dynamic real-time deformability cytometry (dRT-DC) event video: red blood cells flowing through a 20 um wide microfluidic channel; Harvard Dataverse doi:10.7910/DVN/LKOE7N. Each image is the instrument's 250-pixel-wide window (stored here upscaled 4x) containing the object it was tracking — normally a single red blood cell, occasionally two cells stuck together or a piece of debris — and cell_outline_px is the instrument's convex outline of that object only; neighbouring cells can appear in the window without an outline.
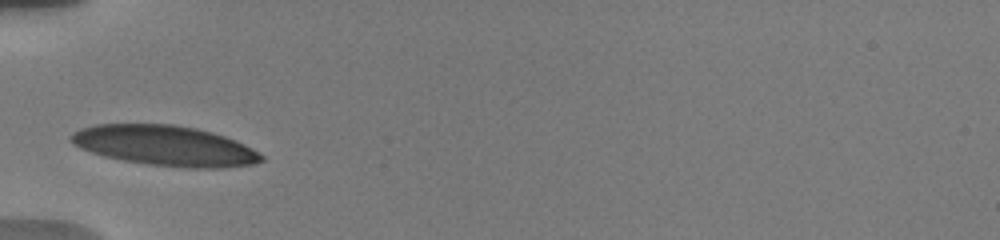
{"species": "human", "species_latin": "Homo sapiens", "temperature_condition": "warm", "stored_images_in_passage": 38, "camera_frame_rate_fps": 3000, "um_per_image_px": 0.085, "donor": {"sex": "male"}, "frame": {"image": 1, "passage_image": 1, "time_ms": 0.0, "image_size_px": [1000, 240], "cell_outline_px": [[264, 160], [252, 164], [220, 168], [184, 168], [148, 164], [124, 160], [104, 156], [80, 148], [72, 144], [68, 140], [68, 136], [72, 132], [80, 128], [96, 124], [172, 124], [196, 128], [212, 132], [224, 136], [244, 144], [264, 156]], "centroid_in_image_um": [13.97, 12.38], "position_along_channel_um": 71.0, "area_um2": 44.68}}
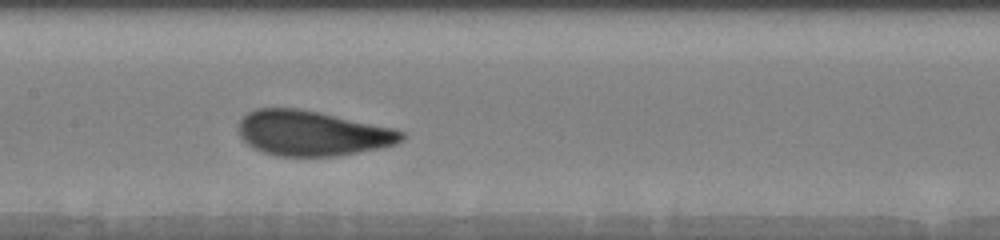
{"frame": {"image": 2, "passage_image": 12, "time_ms": 3.0, "image_size_px": [1000, 240], "cell_outline_px": [[404, 136], [396, 144], [380, 148], [336, 156], [276, 156], [252, 148], [240, 136], [240, 120], [248, 112], [256, 108], [300, 108], [392, 128], [404, 132]], "centroid_in_image_um": [26.51, 11.33], "position_along_channel_um": 180.9, "area_um2": 42.48}}
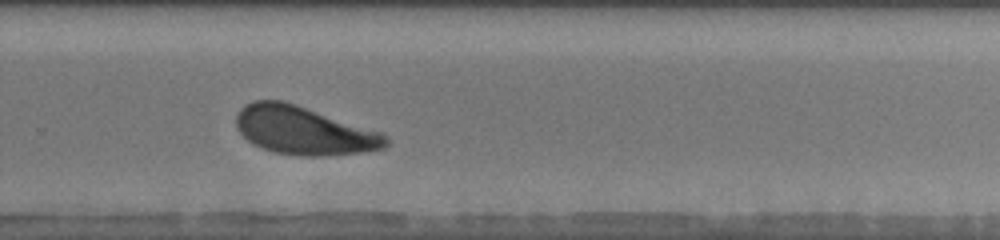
{"frame": {"image": 3, "passage_image": 24, "time_ms": 6.333, "image_size_px": [1000, 240], "cell_outline_px": [[388, 144], [384, 148], [364, 152], [324, 156], [300, 156], [272, 152], [252, 144], [236, 128], [236, 116], [240, 108], [244, 104], [252, 100], [284, 100], [380, 132], [388, 136]], "centroid_in_image_um": [25.79, 11.1], "position_along_channel_um": 304.0, "area_um2": 42.19}, "authors_computed_cell_mechanics": {"area_um2": 42.5986, "velocity_mm_per_s": 3.7049, "shape_relaxation_time_tau1_ms": 2.8043, "shape_relaxation_time_tau2_ms": 0.8564, "deformation_change_tau1": 0.1305, "deformation_change_tau2": 0.0715}}